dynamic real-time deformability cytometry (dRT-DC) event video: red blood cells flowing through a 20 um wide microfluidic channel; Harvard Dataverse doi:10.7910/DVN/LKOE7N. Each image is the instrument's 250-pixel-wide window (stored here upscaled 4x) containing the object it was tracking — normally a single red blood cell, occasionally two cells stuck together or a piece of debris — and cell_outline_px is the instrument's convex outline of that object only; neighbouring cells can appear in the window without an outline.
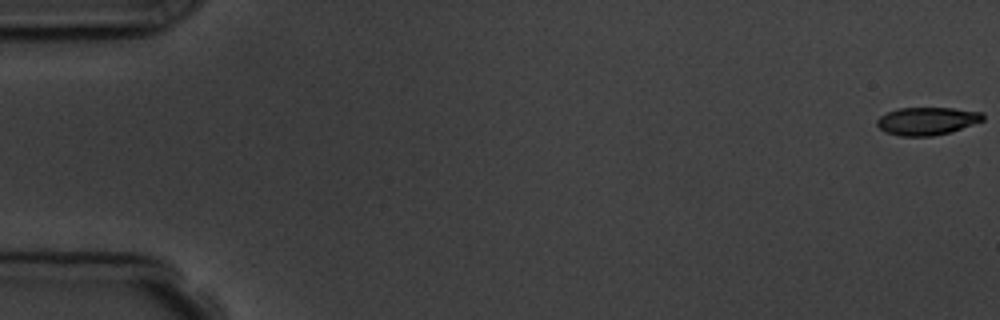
{"species": "common noctule bat (a hibernating species)", "species_latin": "Nyctalus noctula", "temperature_condition": "room temperature", "stored_images_in_passage": 4, "camera_frame_rate_fps": 3000, "um_per_image_px": 0.085, "animal": {"sex": "male", "body_mass_g": 19.5, "forearm_length_mm": 54.6}, "frame": {"image": 1, "passage_image": 1, "time_ms": 0.0, "image_size_px": [1000, 320], "cell_outline_px": [[984, 120], [952, 132], [932, 136], [900, 136], [884, 132], [876, 124], [876, 120], [880, 116], [888, 112], [900, 108], [952, 108], [984, 112]], "centroid_in_image_um": [78.81, 10.29], "position_along_channel_um": 6.2, "area_um2": 17.28}}